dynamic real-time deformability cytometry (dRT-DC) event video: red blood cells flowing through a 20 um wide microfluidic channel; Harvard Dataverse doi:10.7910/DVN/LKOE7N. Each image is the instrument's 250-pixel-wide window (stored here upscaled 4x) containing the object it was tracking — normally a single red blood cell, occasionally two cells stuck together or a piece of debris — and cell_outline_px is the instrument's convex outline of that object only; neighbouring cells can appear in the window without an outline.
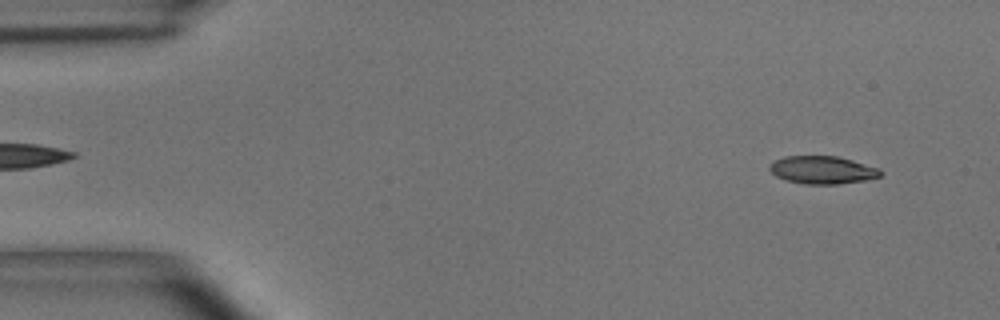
{"species": "common noctule bat (a hibernating species)", "species_latin": "Nyctalus noctula", "temperature_condition": "room temperature", "stored_images_in_passage": 54, "camera_frame_rate_fps": 3000, "um_per_image_px": 0.085, "animal": {"sex": "male", "body_mass_g": 15.6}, "frame": {"image": 1, "passage_image": 4, "time_ms": 1.0, "image_size_px": [1000, 320], "cell_outline_px": [[884, 172], [880, 176], [864, 180], [836, 184], [804, 184], [788, 180], [776, 176], [768, 168], [768, 164], [784, 156], [836, 156], [852, 160], [880, 168]], "centroid_in_image_um": [69.91, 14.44], "position_along_channel_um": 15.1, "area_um2": 17.92}}
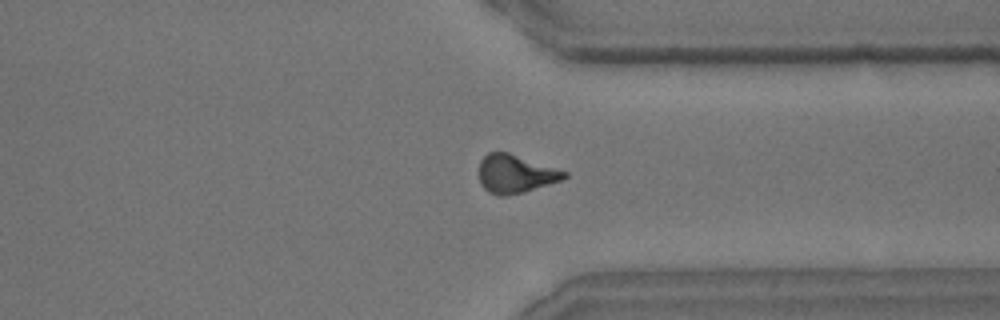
{"frame": {"image": 2, "passage_image": 41, "time_ms": 13.333, "image_size_px": [1000, 320], "cell_outline_px": [[568, 176], [560, 180], [524, 192], [504, 196], [500, 196], [488, 192], [480, 184], [480, 160], [488, 152], [508, 152], [568, 172]], "centroid_in_image_um": [43.79, 14.78], "position_along_channel_um": 367.6, "area_um2": 18.84}}
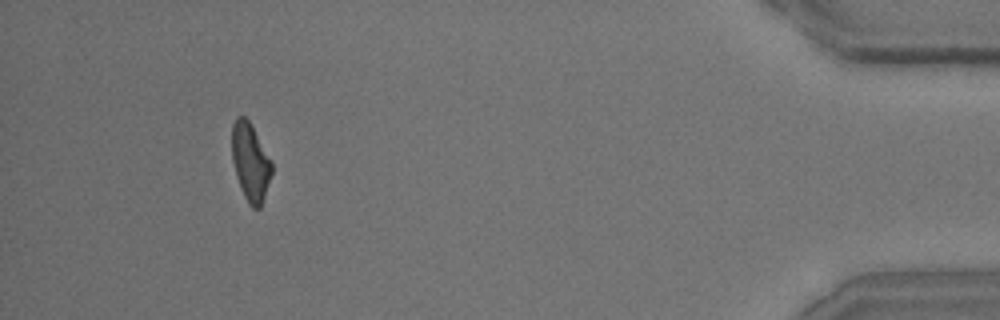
{"frame": {"image": 3, "passage_image": 50, "time_ms": 16.333, "image_size_px": [1000, 320], "cell_outline_px": [[272, 172], [260, 208], [252, 208], [248, 204], [240, 188], [236, 176], [232, 160], [232, 124], [236, 116], [244, 116], [248, 120], [272, 160]], "centroid_in_image_um": [21.27, 13.77], "position_along_channel_um": 413.9, "area_um2": 18.03}, "authors_computed_cell_mechanics": {"area_um2": 18.8717, "velocity_mm_per_s": 3.6697, "shape_relaxation_time_tau1_ms": 5.3169, "shape_relaxation_time_tau2_ms": 3.8472, "deformation_change_tau1": 0.1708, "deformation_change_tau2": 0.1224}}